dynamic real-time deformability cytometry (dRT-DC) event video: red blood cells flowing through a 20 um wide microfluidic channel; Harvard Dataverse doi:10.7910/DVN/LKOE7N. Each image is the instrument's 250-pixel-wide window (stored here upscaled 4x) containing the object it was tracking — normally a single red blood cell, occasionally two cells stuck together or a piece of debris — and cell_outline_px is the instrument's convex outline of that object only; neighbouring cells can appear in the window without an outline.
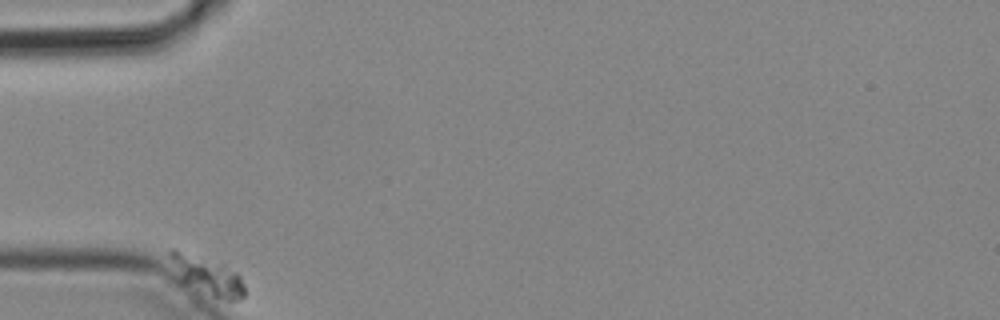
{"species": "common noctule bat (a hibernating species)", "species_latin": "Nyctalus noctula", "temperature_condition": "cold", "stored_images_in_passage": 6, "segment_of_instrument_passage": [1, 2], "camera_frame_rate_fps": 3000, "um_per_image_px": 0.085, "animal": {"sex": "male", "body_mass_g": 19.2, "forearm_length_mm": 51.8}, "frame": {"image": 1, "passage_image": 1, "time_ms": 0.0, "image_size_px": [1000, 320], "cell_outline_px": [[248, 292], [240, 300], [224, 300], [212, 296], [180, 284], [168, 252], [172, 248], [176, 248], [224, 260], [240, 276]], "centroid_in_image_um": [17.64, 23.38], "position_along_channel_um": 67.4, "area_um2": 18.03}}
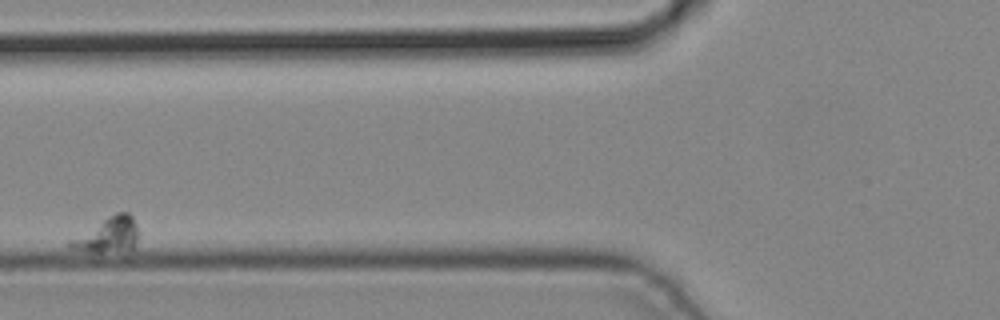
{"frame": {"image": 2, "passage_image": 4, "time_ms": 1.0, "image_size_px": [1000, 320], "cell_outline_px": [[136, 248], [100, 252], [88, 252], [68, 248], [68, 240], [108, 216], [116, 212], [128, 212], [132, 216], [136, 224]], "centroid_in_image_um": [9.13, 19.97], "position_along_channel_um": 116.7, "area_um2": 13.81}}